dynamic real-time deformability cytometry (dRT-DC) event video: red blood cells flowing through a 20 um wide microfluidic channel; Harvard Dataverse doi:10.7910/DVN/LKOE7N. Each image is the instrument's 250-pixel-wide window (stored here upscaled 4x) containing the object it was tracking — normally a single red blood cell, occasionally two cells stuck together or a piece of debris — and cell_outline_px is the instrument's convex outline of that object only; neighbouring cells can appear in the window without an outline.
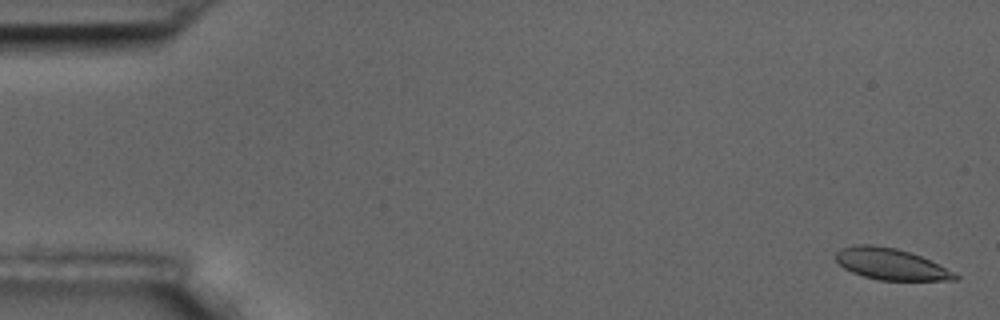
{"species": "common noctule bat (a hibernating species)", "species_latin": "Nyctalus noctula", "temperature_condition": "room temperature", "stored_images_in_passage": 12, "camera_frame_rate_fps": 3000, "um_per_image_px": 0.085, "animal": {"sex": "male", "body_mass_g": 17.5, "forearm_length_mm": 52.3}, "frame": {"image": 1, "passage_image": 2, "time_ms": 0.333, "image_size_px": [1000, 320], "cell_outline_px": [[960, 276], [956, 280], [880, 280], [864, 276], [852, 272], [844, 268], [832, 256], [840, 248], [856, 244], [872, 244], [896, 248], [920, 256]], "centroid_in_image_um": [75.63, 22.43], "position_along_channel_um": 9.4, "area_um2": 21.56}}